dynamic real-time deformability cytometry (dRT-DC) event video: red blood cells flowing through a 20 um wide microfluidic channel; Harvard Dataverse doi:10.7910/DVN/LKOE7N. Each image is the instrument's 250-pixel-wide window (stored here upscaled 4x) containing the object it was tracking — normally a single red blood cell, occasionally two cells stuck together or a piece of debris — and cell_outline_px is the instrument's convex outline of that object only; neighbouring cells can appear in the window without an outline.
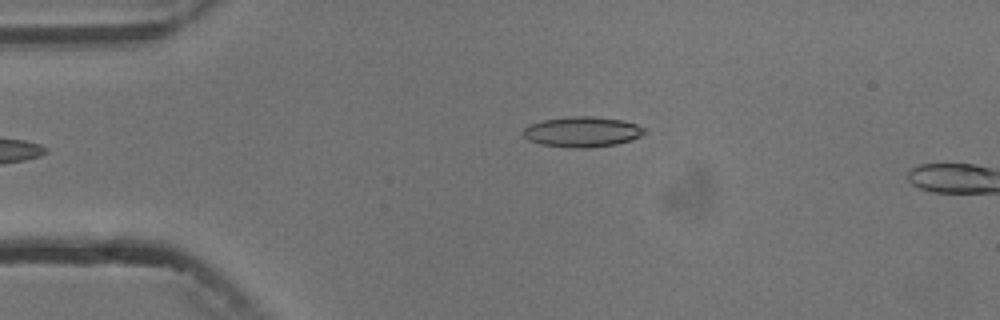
{"species": "common noctule bat (a hibernating species)", "species_latin": "Nyctalus noctula", "temperature_condition": "cold", "stored_images_in_passage": 6, "camera_frame_rate_fps": 3000, "um_per_image_px": 0.085, "animal": {"sex": "male", "body_mass_g": 13.3}, "frame": {"image": 1, "passage_image": 6, "time_ms": 5.667, "image_size_px": [1000, 320], "cell_outline_px": [[644, 132], [640, 136], [616, 144], [588, 148], [568, 148], [540, 144], [528, 140], [520, 132], [528, 124], [544, 120], [568, 116], [592, 116], [620, 120], [636, 124], [644, 128]], "centroid_in_image_um": [49.41, 11.21], "position_along_channel_um": 35.6, "area_um2": 21.44}}